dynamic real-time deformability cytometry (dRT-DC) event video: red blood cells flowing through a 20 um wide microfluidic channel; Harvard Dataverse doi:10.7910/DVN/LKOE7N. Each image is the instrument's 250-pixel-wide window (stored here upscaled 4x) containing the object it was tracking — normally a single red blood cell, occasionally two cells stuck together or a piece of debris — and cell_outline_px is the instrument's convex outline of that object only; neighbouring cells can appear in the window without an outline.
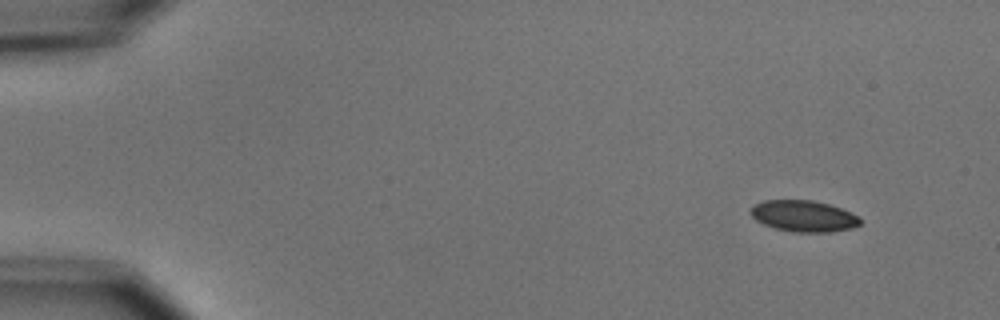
{"species": "common noctule bat (a hibernating species)", "species_latin": "Nyctalus noctula", "temperature_condition": "cold", "stored_images_in_passage": 5, "camera_frame_rate_fps": 3000, "um_per_image_px": 0.085, "animal": {"sex": "male", "body_mass_g": 15.6}, "frame": {"image": 1, "passage_image": 1, "time_ms": 0.0, "image_size_px": [1000, 320], "cell_outline_px": [[860, 224], [852, 228], [828, 232], [792, 232], [776, 228], [764, 224], [756, 220], [748, 212], [752, 204], [764, 200], [812, 200], [828, 204], [840, 208], [860, 216]], "centroid_in_image_um": [68.27, 18.36], "position_along_channel_um": 16.7, "area_um2": 20.06}}
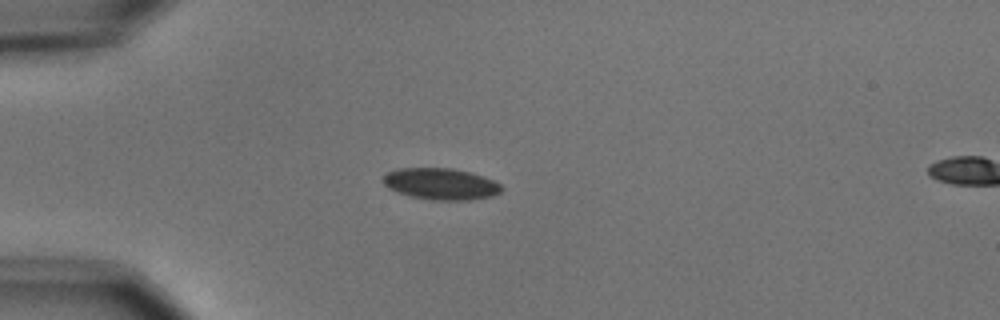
{"frame": {"image": 2, "passage_image": 4, "time_ms": 3.333, "image_size_px": [1000, 320], "cell_outline_px": [[504, 188], [500, 192], [492, 196], [468, 200], [432, 200], [412, 196], [396, 192], [388, 188], [384, 184], [384, 176], [388, 172], [400, 168], [452, 168], [472, 172], [484, 176], [500, 184]], "centroid_in_image_um": [37.5, 15.63], "position_along_channel_um": 47.5, "area_um2": 21.73}}